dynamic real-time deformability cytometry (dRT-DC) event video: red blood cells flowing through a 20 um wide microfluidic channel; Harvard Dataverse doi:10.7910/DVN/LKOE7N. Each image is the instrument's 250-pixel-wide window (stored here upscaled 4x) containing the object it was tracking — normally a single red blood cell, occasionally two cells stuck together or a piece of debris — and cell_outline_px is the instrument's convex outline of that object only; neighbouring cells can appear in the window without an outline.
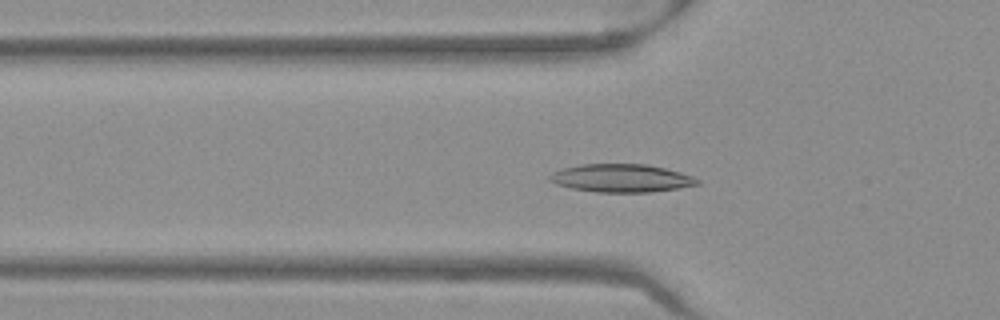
{"species": "Egyptian fruit bat (a non-hibernating species)", "species_latin": "Rousettus aegyptiacus", "temperature_condition": "warm", "stored_images_in_passage": 42, "camera_frame_rate_fps": 3000, "um_per_image_px": 0.085, "frame": {"image": 1, "passage_image": 8, "time_ms": 2.333, "image_size_px": [1000, 320], "cell_outline_px": [[700, 184], [676, 188], [648, 192], [596, 192], [572, 188], [556, 184], [548, 180], [548, 176], [552, 172], [564, 168], [580, 164], [648, 164], [680, 172], [692, 176], [700, 180]], "centroid_in_image_um": [52.79, 15.14], "position_along_channel_um": 73.0, "area_um2": 24.04}}
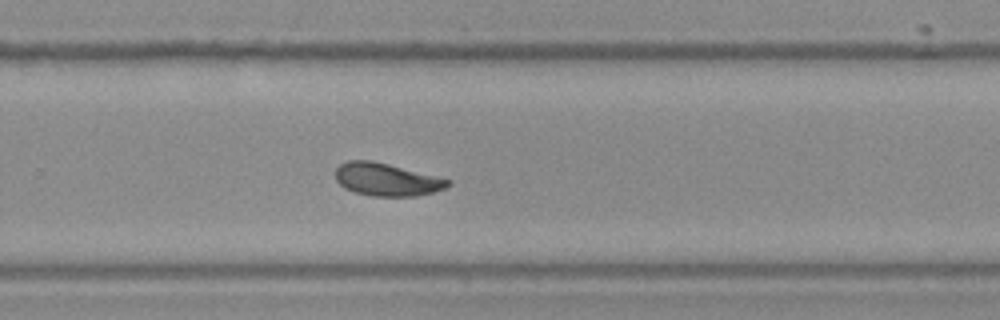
{"frame": {"image": 2, "passage_image": 25, "time_ms": 8.0, "image_size_px": [1000, 320], "cell_outline_px": [[452, 184], [444, 188], [432, 192], [416, 196], [372, 196], [356, 192], [344, 188], [336, 180], [336, 168], [340, 164], [348, 160], [372, 160], [452, 180]], "centroid_in_image_um": [32.86, 15.25], "position_along_channel_um": 296.9, "area_um2": 21.33}}
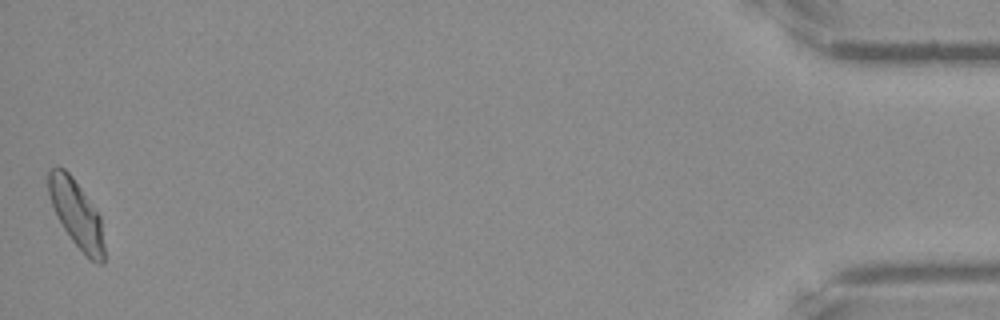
{"frame": {"image": 3, "passage_image": 42, "time_ms": 13.667, "image_size_px": [1000, 320], "cell_outline_px": [[104, 264], [96, 264], [72, 240], [56, 216], [48, 192], [48, 172], [56, 164], [64, 168], [72, 176], [100, 216], [104, 244]], "centroid_in_image_um": [6.49, 18.15], "position_along_channel_um": 428.7, "area_um2": 21.56}, "authors_computed_cell_mechanics": {"area_um2": 21.7328, "velocity_mm_per_s": 3.9443, "shape_relaxation_time_tau1_ms": 6.0254, "shape_relaxation_time_tau2_ms": 3.9506, "deformation_change_tau1": 0.1671, "deformation_change_tau2": 0.0941}}